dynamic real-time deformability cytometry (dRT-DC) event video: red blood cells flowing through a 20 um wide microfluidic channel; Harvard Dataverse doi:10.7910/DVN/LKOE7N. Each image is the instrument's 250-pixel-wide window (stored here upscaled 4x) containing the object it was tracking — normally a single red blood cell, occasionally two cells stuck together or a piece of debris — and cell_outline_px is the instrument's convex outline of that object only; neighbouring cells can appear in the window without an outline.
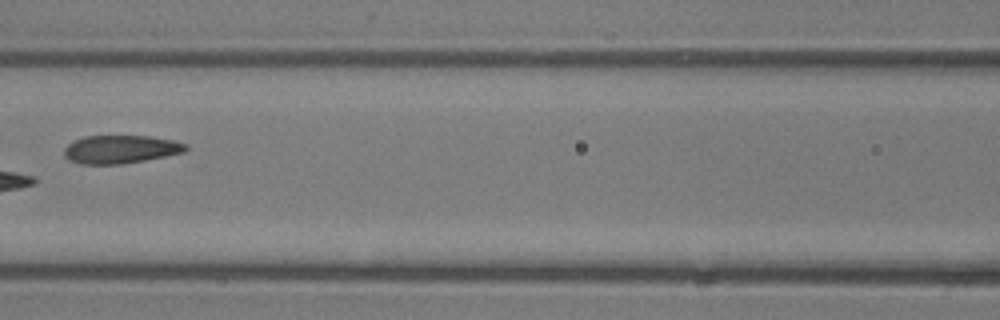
{"species": "common noctule bat (a hibernating species)", "species_latin": "Nyctalus noctula", "temperature_condition": "room temperature", "stored_images_in_passage": 6, "camera_frame_rate_fps": 3000, "um_per_image_px": 0.085, "animal": {"sex": "male", "body_mass_g": 13.3}, "frame": {"image": 1, "passage_image": 5, "time_ms": 4.667, "image_size_px": [1000, 320], "cell_outline_px": [[188, 148], [184, 152], [144, 160], [120, 164], [80, 164], [68, 160], [64, 156], [64, 148], [72, 140], [84, 136], [148, 136], [172, 140], [188, 144]], "centroid_in_image_um": [10.2, 12.69], "position_along_channel_um": 156.4, "area_um2": 20.0}}
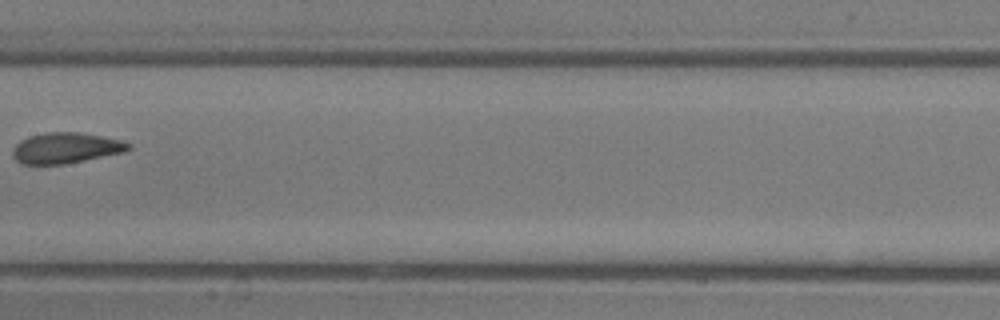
{"frame": {"image": 2, "passage_image": 6, "time_ms": 5.667, "image_size_px": [1000, 320], "cell_outline_px": [[132, 148], [124, 152], [64, 164], [20, 164], [12, 156], [12, 148], [20, 140], [28, 136], [48, 132], [80, 132], [124, 140], [132, 144]], "centroid_in_image_um": [5.6, 12.57], "position_along_channel_um": 201.8, "area_um2": 20.92}}